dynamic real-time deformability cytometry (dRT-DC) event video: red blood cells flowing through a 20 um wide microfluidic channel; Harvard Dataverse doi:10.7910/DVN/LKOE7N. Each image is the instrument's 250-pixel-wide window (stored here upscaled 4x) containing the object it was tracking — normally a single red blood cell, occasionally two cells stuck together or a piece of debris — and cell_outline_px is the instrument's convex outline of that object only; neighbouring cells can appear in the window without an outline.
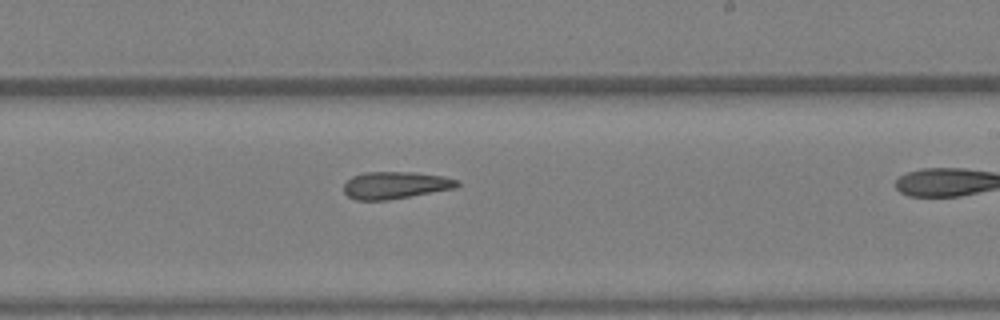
{"species": "Egyptian fruit bat (a non-hibernating species)", "species_latin": "Rousettus aegyptiacus", "temperature_condition": "warm", "stored_images_in_passage": 28, "camera_frame_rate_fps": 3000, "um_per_image_px": 0.085, "animal": {"sex": "female"}, "frame": {"image": 1, "passage_image": 20, "time_ms": 6.333, "image_size_px": [1000, 320], "cell_outline_px": [[460, 184], [456, 188], [388, 200], [356, 200], [348, 196], [344, 192], [344, 184], [352, 176], [364, 172], [412, 172], [444, 176], [460, 180]], "centroid_in_image_um": [33.62, 15.74], "position_along_channel_um": 255.4, "area_um2": 18.03}}
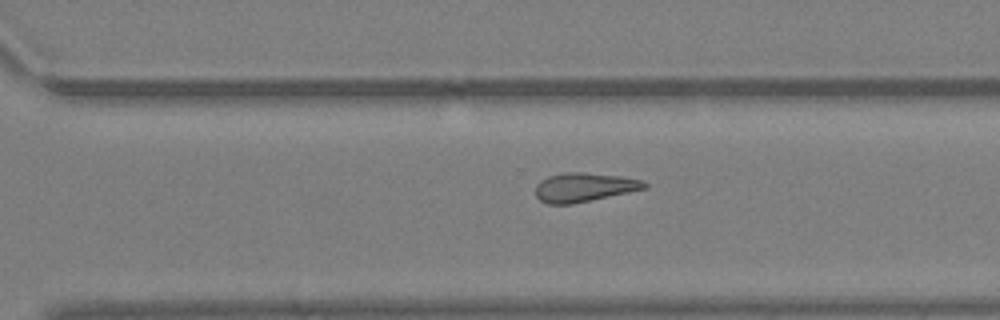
{"frame": {"image": 2, "passage_image": 24, "time_ms": 7.667, "image_size_px": [1000, 320], "cell_outline_px": [[648, 188], [572, 204], [548, 204], [540, 200], [536, 196], [536, 184], [540, 180], [548, 176], [564, 172], [576, 172], [620, 176], [640, 180], [648, 184]], "centroid_in_image_um": [49.62, 15.92], "position_along_channel_um": 321.0, "area_um2": 18.26}}